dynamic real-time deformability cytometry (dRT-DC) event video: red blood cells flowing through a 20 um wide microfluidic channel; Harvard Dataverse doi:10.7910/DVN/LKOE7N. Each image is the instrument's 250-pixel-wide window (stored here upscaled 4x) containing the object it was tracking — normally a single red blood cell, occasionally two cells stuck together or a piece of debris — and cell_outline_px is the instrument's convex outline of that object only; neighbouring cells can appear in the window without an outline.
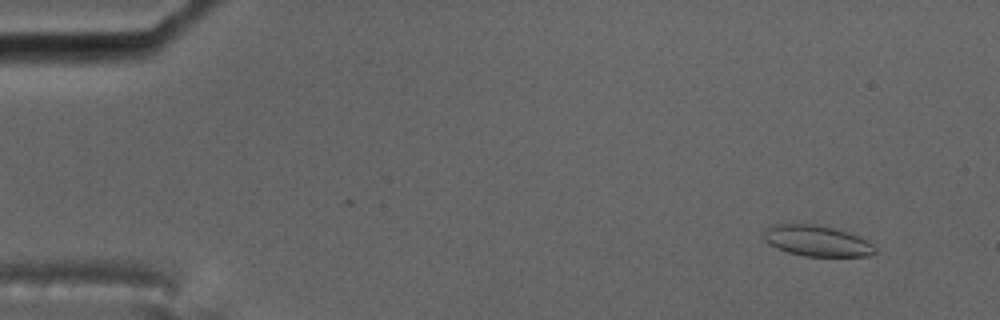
{"species": "common noctule bat (a hibernating species)", "species_latin": "Nyctalus noctula", "temperature_condition": "cold", "stored_images_in_passage": 58, "segment_of_instrument_passage": [1, 2], "camera_frame_rate_fps": 3000, "um_per_image_px": 0.085, "animal": {"sex": "male", "body_mass_g": 17.5, "forearm_length_mm": 52.3}, "frame": {"image": 1, "passage_image": 4, "time_ms": 1.0, "image_size_px": [1000, 320], "cell_outline_px": [[876, 252], [868, 256], [804, 256], [788, 252], [764, 240], [764, 232], [772, 224], [816, 224], [836, 228], [868, 240], [876, 248]], "centroid_in_image_um": [69.48, 20.46], "position_along_channel_um": 15.5, "area_um2": 19.83}}
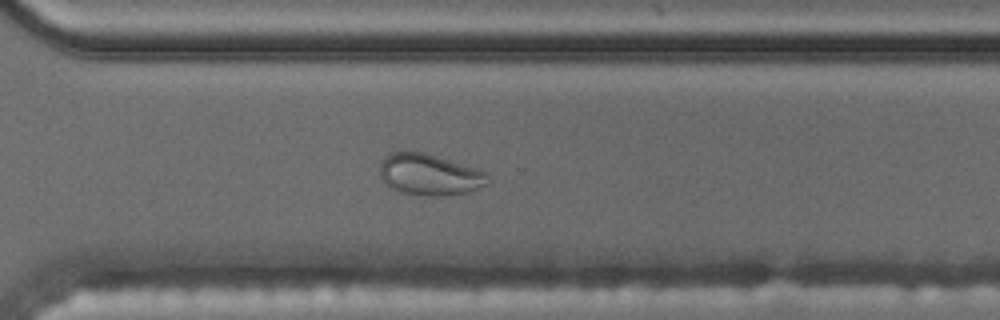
{"frame": {"image": 2, "passage_image": 41, "time_ms": 13.333, "image_size_px": [1000, 320], "cell_outline_px": [[488, 184], [468, 192], [448, 196], [420, 196], [396, 192], [380, 176], [380, 160], [384, 156], [392, 152], [424, 152], [476, 168], [484, 172], [488, 176]], "centroid_in_image_um": [36.49, 14.86], "position_along_channel_um": 334.1, "area_um2": 26.18}}
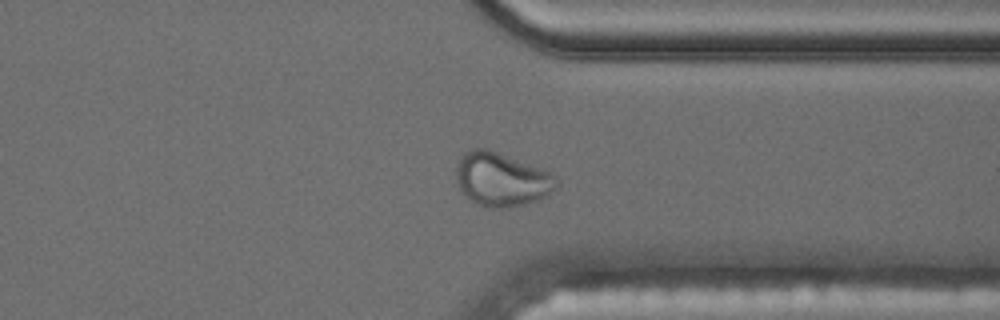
{"frame": {"image": 3, "passage_image": 44, "time_ms": 14.333, "image_size_px": [1000, 320], "cell_outline_px": [[560, 184], [556, 188], [544, 196], [536, 200], [524, 204], [504, 208], [488, 208], [476, 204], [464, 196], [456, 184], [456, 164], [460, 156], [464, 152], [472, 148], [488, 148], [548, 172], [556, 176]], "centroid_in_image_um": [42.56, 15.25], "position_along_channel_um": 368.8, "area_um2": 31.5}}